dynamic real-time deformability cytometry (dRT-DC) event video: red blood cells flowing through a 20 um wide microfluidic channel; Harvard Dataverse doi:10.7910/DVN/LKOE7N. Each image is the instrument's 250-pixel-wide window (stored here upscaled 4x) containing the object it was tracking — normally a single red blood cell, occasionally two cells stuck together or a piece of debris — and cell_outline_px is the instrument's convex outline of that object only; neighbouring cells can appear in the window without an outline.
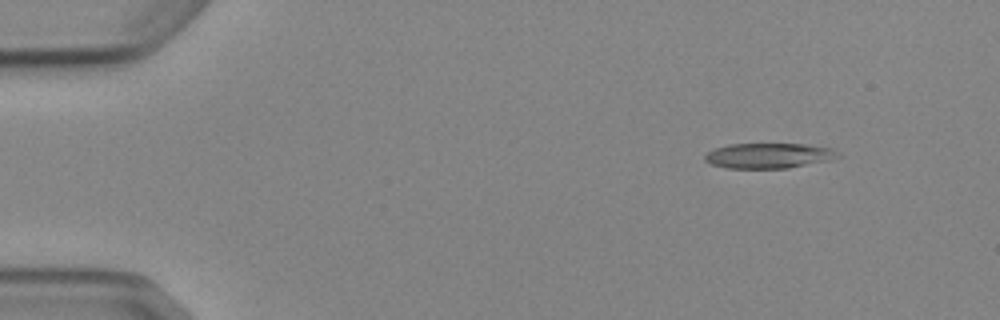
{"species": "Egyptian fruit bat (a non-hibernating species)", "species_latin": "Rousettus aegyptiacus", "temperature_condition": "cold", "stored_images_in_passage": 8, "camera_frame_rate_fps": 3000, "um_per_image_px": 0.085, "animal": {"sex": "female"}, "frame": {"image": 1, "passage_image": 2, "time_ms": 1.333, "image_size_px": [1000, 320], "cell_outline_px": [[840, 156], [828, 160], [788, 168], [728, 168], [712, 164], [704, 160], [704, 156], [708, 152], [716, 148], [728, 144], [804, 144], [832, 148], [840, 152]], "centroid_in_image_um": [65.35, 13.22], "position_along_channel_um": 19.7, "area_um2": 19.42}}
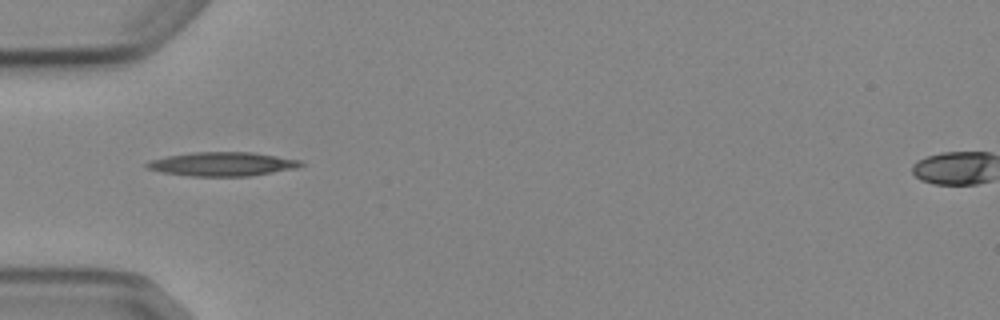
{"frame": {"image": 2, "passage_image": 5, "time_ms": 5.0, "image_size_px": [1000, 320], "cell_outline_px": [[304, 164], [296, 168], [248, 176], [192, 176], [160, 172], [144, 168], [144, 164], [148, 160], [168, 156], [192, 152], [252, 152], [300, 160]], "centroid_in_image_um": [18.82, 13.94], "position_along_channel_um": 66.2, "area_um2": 21.44}}
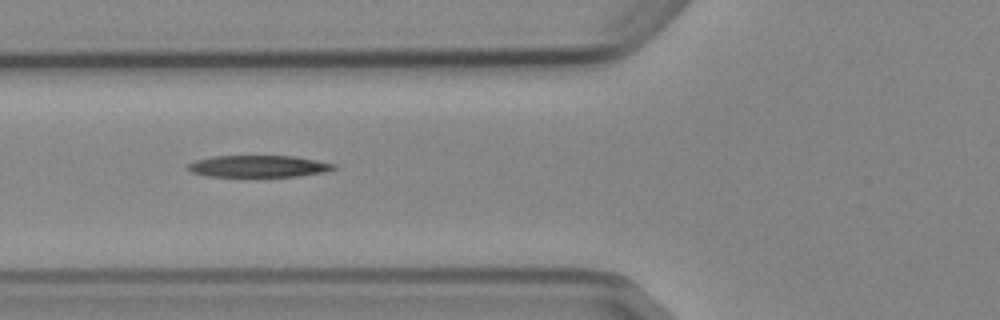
{"frame": {"image": 3, "passage_image": 6, "time_ms": 6.0, "image_size_px": [1000, 320], "cell_outline_px": [[336, 168], [328, 172], [296, 176], [208, 176], [192, 172], [184, 168], [188, 164], [196, 160], [212, 156], [292, 156], [316, 160], [336, 164]], "centroid_in_image_um": [21.97, 14.13], "position_along_channel_um": 103.8, "area_um2": 18.5}}